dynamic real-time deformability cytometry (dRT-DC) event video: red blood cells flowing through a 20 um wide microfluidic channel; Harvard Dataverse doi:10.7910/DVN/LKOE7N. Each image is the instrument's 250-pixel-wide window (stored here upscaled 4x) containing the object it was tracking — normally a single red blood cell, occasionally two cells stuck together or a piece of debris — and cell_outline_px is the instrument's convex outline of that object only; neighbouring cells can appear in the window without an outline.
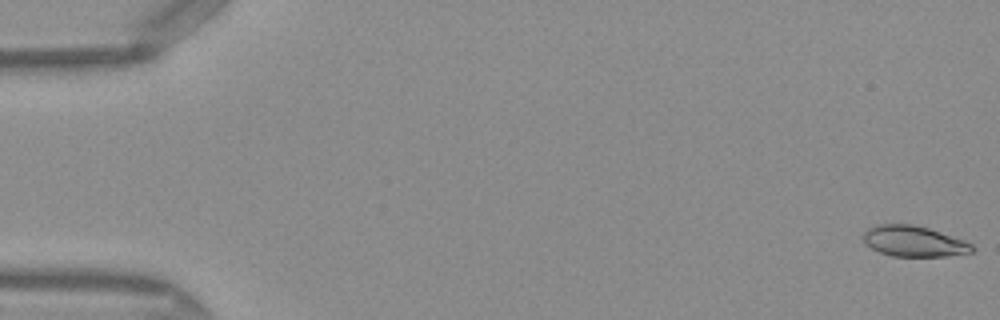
{"species": "Egyptian fruit bat (a non-hibernating species)", "species_latin": "Rousettus aegyptiacus", "temperature_condition": "warm", "stored_images_in_passage": 50, "camera_frame_rate_fps": 3000, "um_per_image_px": 0.085, "frame": {"image": 1, "passage_image": 1, "time_ms": 0.0, "image_size_px": [1000, 320], "cell_outline_px": [[976, 248], [972, 252], [948, 256], [892, 256], [880, 252], [872, 248], [864, 240], [864, 232], [868, 228], [876, 224], [912, 224], [928, 228], [964, 240], [972, 244]], "centroid_in_image_um": [77.7, 20.5], "position_along_channel_um": 7.3, "area_um2": 19.36}}
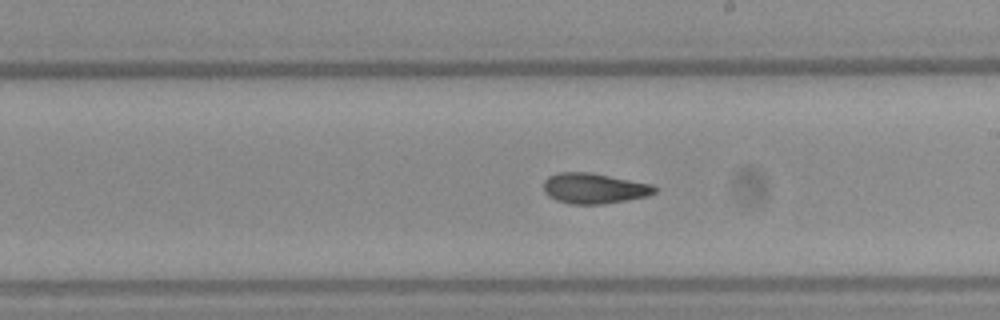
{"frame": {"image": 2, "passage_image": 29, "time_ms": 9.333, "image_size_px": [1000, 320], "cell_outline_px": [[660, 188], [656, 192], [648, 196], [628, 200], [600, 204], [572, 204], [556, 200], [548, 196], [544, 192], [544, 180], [548, 176], [556, 172], [592, 172], [652, 184]], "centroid_in_image_um": [50.52, 16.0], "position_along_channel_um": 238.5, "area_um2": 20.0}}
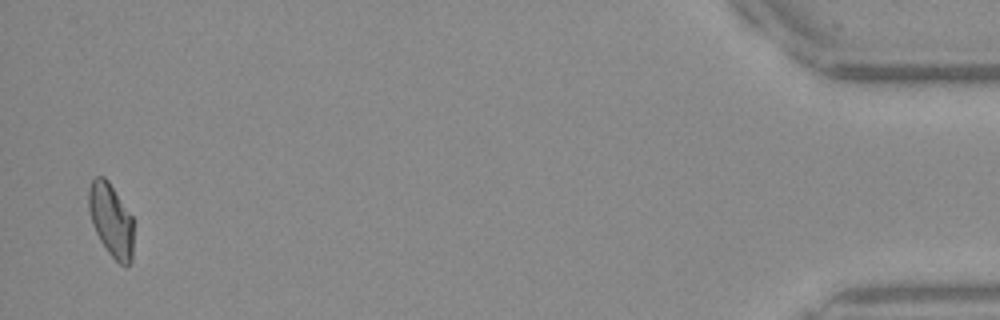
{"frame": {"image": 3, "passage_image": 49, "time_ms": 16.0, "image_size_px": [1000, 320], "cell_outline_px": [[132, 260], [128, 264], [120, 264], [108, 252], [100, 240], [92, 224], [88, 208], [88, 188], [92, 180], [96, 176], [104, 176], [108, 180], [132, 216]], "centroid_in_image_um": [9.41, 18.67], "position_along_channel_um": 425.8, "area_um2": 18.96}, "authors_computed_cell_mechanics": {"area_um2": 19.941, "velocity_mm_per_s": 4.0975, "shape_relaxation_time_tau1_ms": null, "shape_relaxation_time_tau2_ms": 2.1833, "deformation_change_tau1": null, "deformation_change_tau2": 0.075}}